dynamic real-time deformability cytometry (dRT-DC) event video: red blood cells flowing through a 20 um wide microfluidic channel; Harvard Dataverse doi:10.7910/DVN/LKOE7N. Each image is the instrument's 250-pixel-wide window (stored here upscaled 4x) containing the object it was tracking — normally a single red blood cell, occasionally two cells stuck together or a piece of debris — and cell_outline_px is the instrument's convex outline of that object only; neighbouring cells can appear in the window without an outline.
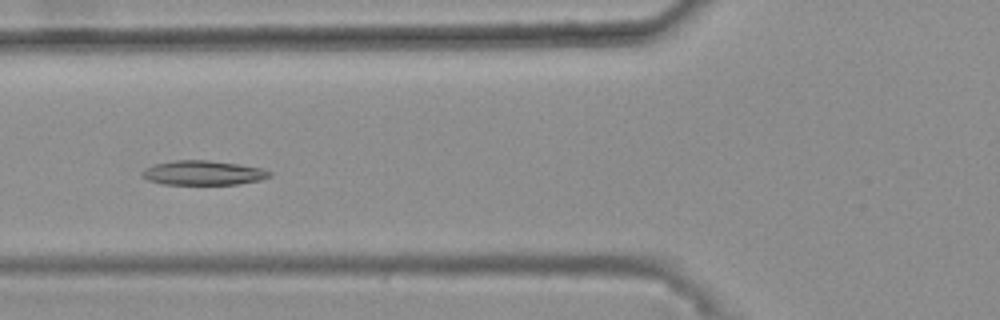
{"species": "common noctule bat (a hibernating species)", "species_latin": "Nyctalus noctula", "temperature_condition": "warm", "stored_images_in_passage": 8, "camera_frame_rate_fps": 3000, "um_per_image_px": 0.085, "animal": {"sex": "female", "body_mass_g": 25.1}, "frame": {"image": 1, "passage_image": 6, "time_ms": 1.667, "image_size_px": [1000, 320], "cell_outline_px": [[272, 176], [260, 180], [236, 184], [164, 184], [148, 180], [140, 172], [144, 168], [156, 164], [172, 160], [208, 160], [240, 164], [264, 168], [272, 172]], "centroid_in_image_um": [17.3, 14.68], "position_along_channel_um": 108.5, "area_um2": 18.21}}